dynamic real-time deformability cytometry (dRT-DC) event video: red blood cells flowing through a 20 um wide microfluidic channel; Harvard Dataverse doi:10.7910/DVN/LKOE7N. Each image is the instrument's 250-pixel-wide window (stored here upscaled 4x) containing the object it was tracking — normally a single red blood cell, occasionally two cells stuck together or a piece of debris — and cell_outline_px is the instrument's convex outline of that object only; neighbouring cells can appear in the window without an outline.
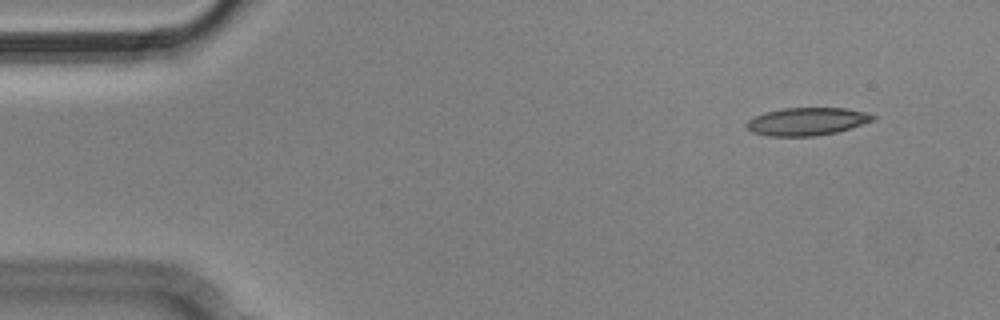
{"species": "Egyptian fruit bat (a non-hibernating species)", "species_latin": "Rousettus aegyptiacus", "temperature_condition": "cold", "stored_images_in_passage": 5, "camera_frame_rate_fps": 3000, "um_per_image_px": 0.085, "animal": {"sex": "male"}, "frame": {"image": 1, "passage_image": 5, "time_ms": 1.333, "image_size_px": [1000, 320], "cell_outline_px": [[876, 120], [836, 132], [816, 136], [768, 136], [752, 132], [744, 124], [748, 120], [764, 112], [784, 108], [844, 108], [864, 112], [876, 116]], "centroid_in_image_um": [68.58, 10.33], "position_along_channel_um": 16.4, "area_um2": 20.4}}